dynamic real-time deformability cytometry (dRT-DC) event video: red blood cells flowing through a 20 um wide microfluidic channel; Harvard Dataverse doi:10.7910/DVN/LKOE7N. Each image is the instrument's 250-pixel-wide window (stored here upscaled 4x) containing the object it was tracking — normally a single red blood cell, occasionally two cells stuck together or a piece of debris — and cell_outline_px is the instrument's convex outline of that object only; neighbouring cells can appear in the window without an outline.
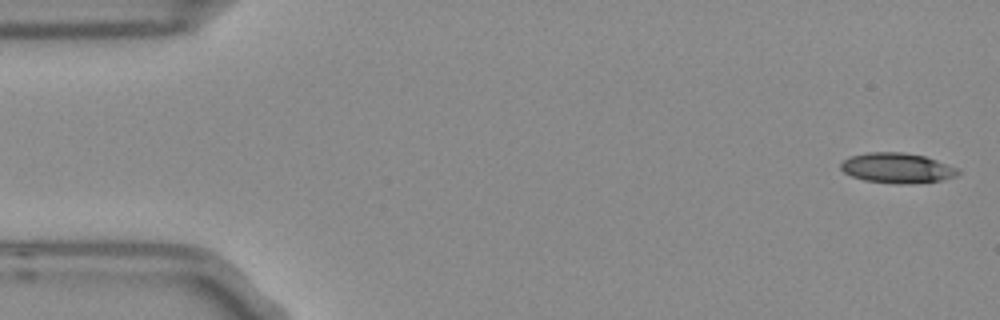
{"species": "Egyptian fruit bat (a non-hibernating species)", "species_latin": "Rousettus aegyptiacus", "temperature_condition": "room temperature", "stored_images_in_passage": 4, "camera_frame_rate_fps": 3000, "um_per_image_px": 0.085, "frame": {"image": 1, "passage_image": 1, "time_ms": 0.0, "image_size_px": [1000, 320], "cell_outline_px": [[960, 172], [956, 176], [940, 180], [908, 184], [896, 184], [864, 180], [852, 176], [844, 172], [840, 168], [840, 164], [844, 160], [852, 156], [868, 152], [900, 152], [924, 156], [960, 168]], "centroid_in_image_um": [76.27, 14.28], "position_along_channel_um": 8.7, "area_um2": 20.52}}
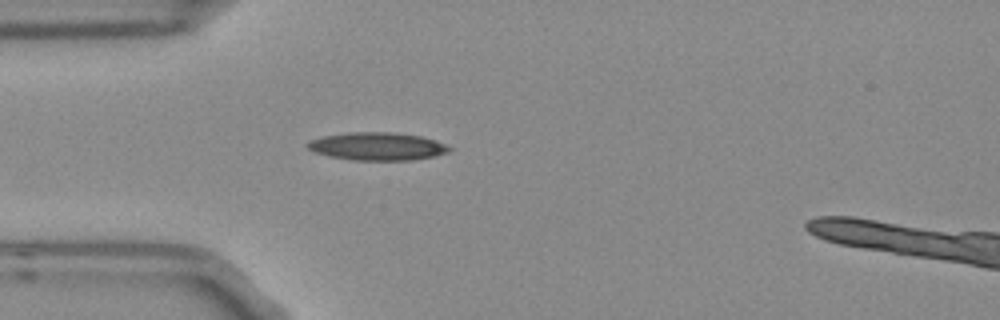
{"frame": {"image": 2, "passage_image": 4, "time_ms": 1.0, "image_size_px": [1000, 320], "cell_outline_px": [[452, 148], [448, 152], [436, 156], [412, 160], [352, 160], [328, 156], [312, 152], [304, 144], [312, 140], [324, 136], [348, 132], [392, 132], [420, 136], [436, 140], [448, 144]], "centroid_in_image_um": [32.08, 12.44], "position_along_channel_um": 52.9, "area_um2": 23.24}}